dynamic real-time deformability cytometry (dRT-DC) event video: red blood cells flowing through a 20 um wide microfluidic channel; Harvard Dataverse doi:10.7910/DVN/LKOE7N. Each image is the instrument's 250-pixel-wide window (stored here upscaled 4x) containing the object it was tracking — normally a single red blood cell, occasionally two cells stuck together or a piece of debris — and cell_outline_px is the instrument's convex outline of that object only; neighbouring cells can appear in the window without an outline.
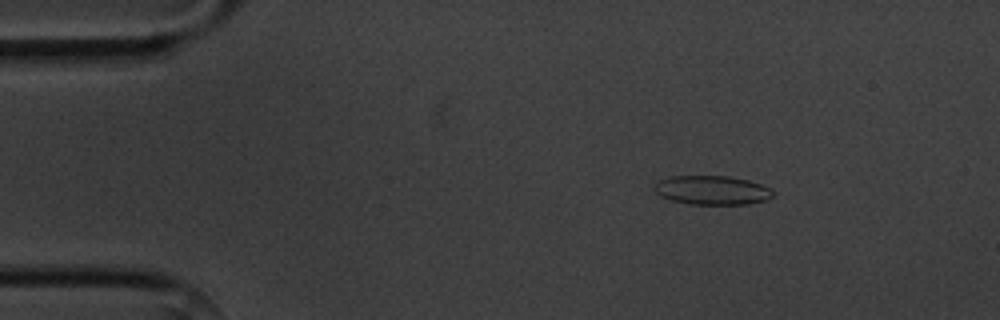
{"species": "common noctule bat (a hibernating species)", "species_latin": "Nyctalus noctula", "temperature_condition": "cold", "stored_images_in_passage": 4, "camera_frame_rate_fps": 3000, "um_per_image_px": 0.085, "animal": {"sex": "male", "body_mass_g": 20.1, "forearm_length_mm": 53.5}, "frame": {"image": 1, "passage_image": 2, "time_ms": 1.333, "image_size_px": [1000, 320], "cell_outline_px": [[776, 192], [768, 200], [748, 204], [688, 204], [672, 200], [660, 196], [652, 188], [652, 184], [660, 180], [672, 176], [728, 176], [748, 180], [772, 188]], "centroid_in_image_um": [60.54, 16.17], "position_along_channel_um": 24.5, "area_um2": 20.29}}